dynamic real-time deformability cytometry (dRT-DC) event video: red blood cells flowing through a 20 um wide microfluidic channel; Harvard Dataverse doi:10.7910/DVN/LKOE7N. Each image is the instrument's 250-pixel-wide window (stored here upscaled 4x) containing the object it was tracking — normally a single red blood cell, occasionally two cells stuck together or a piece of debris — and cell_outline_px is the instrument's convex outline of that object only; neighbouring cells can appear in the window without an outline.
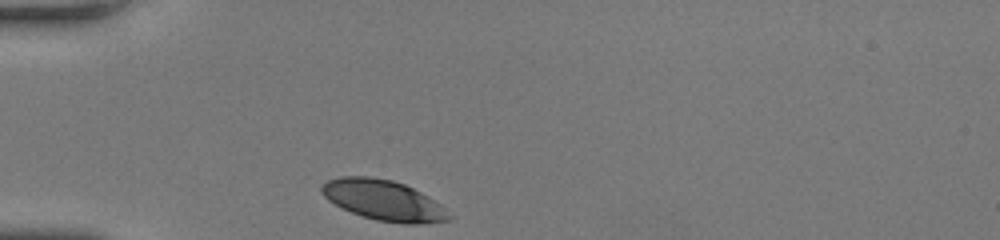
{"species": "human", "species_latin": "Homo sapiens", "temperature_condition": "room temperature", "stored_images_in_passage": 27, "camera_frame_rate_fps": 3000, "um_per_image_px": 0.085, "donor": {"sex": "female"}, "frame": {"image": 1, "passage_image": 1, "time_ms": 0.0, "image_size_px": [1000, 240], "cell_outline_px": [[452, 220], [420, 224], [404, 224], [376, 220], [340, 208], [328, 200], [320, 192], [320, 188], [328, 180], [340, 176], [368, 176], [392, 180], [404, 184], [428, 196], [440, 204], [452, 216]], "centroid_in_image_um": [32.6, 17.03], "position_along_channel_um": 52.4, "area_um2": 30.0}}
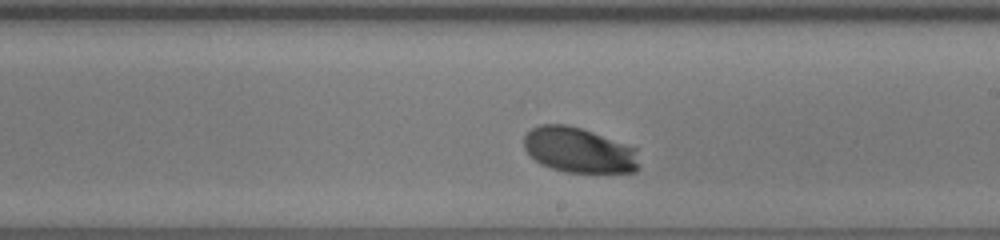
{"frame": {"image": 2, "passage_image": 16, "time_ms": 5.0, "image_size_px": [1000, 240], "cell_outline_px": [[640, 168], [636, 172], [564, 172], [540, 164], [524, 148], [524, 136], [532, 128], [540, 124], [564, 124], [580, 128], [592, 132], [636, 148]], "centroid_in_image_um": [49.21, 12.77], "position_along_channel_um": 239.8, "area_um2": 30.23}}
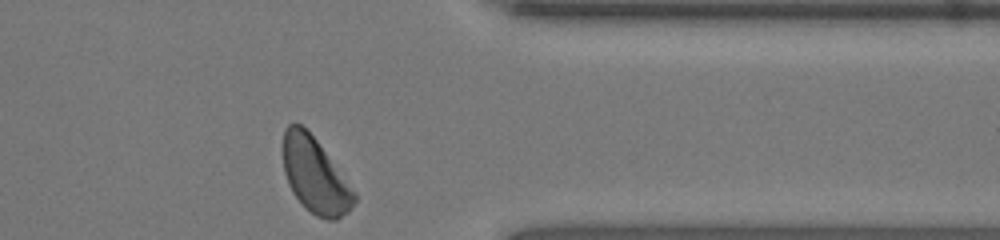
{"frame": {"image": 3, "passage_image": 27, "time_ms": 8.667, "image_size_px": [1000, 240], "cell_outline_px": [[356, 200], [352, 208], [348, 212], [336, 220], [328, 220], [316, 216], [292, 192], [288, 184], [284, 172], [284, 128], [288, 124], [300, 124], [316, 140], [356, 192]], "centroid_in_image_um": [26.8, 14.94], "position_along_channel_um": 384.6, "area_um2": 30.63}, "authors_computed_cell_mechanics": {"area_um2": 30.634, "velocity_mm_per_s": 4.1525, "shape_relaxation_time_tau1_ms": 2.2107, "shape_relaxation_time_tau2_ms": null, "deformation_change_tau1": 0.1403, "deformation_change_tau2": null}}